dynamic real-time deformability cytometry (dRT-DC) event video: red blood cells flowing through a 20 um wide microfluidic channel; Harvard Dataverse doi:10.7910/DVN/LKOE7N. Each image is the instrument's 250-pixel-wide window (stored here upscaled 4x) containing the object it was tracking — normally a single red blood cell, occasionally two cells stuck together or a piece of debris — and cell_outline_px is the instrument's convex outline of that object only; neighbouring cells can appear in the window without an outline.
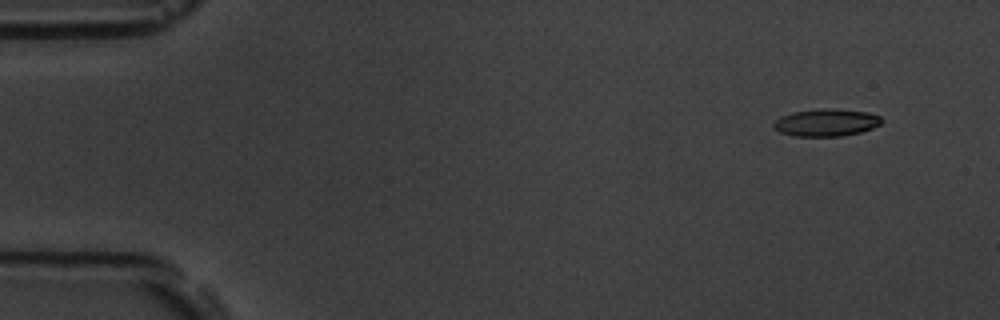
{"species": "common noctule bat (a hibernating species)", "species_latin": "Nyctalus noctula", "temperature_condition": "room temperature", "stored_images_in_passage": 2, "camera_frame_rate_fps": 3000, "um_per_image_px": 0.085, "animal": {"sex": "male", "body_mass_g": 19.5, "forearm_length_mm": 54.6}, "frame": {"image": 1, "passage_image": 2, "time_ms": 1.333, "image_size_px": [1000, 320], "cell_outline_px": [[884, 120], [880, 124], [872, 128], [860, 132], [840, 136], [792, 136], [780, 132], [772, 124], [780, 116], [792, 112], [832, 108], [868, 112], [880, 116]], "centroid_in_image_um": [70.24, 10.42], "position_along_channel_um": 14.8, "area_um2": 17.11}}